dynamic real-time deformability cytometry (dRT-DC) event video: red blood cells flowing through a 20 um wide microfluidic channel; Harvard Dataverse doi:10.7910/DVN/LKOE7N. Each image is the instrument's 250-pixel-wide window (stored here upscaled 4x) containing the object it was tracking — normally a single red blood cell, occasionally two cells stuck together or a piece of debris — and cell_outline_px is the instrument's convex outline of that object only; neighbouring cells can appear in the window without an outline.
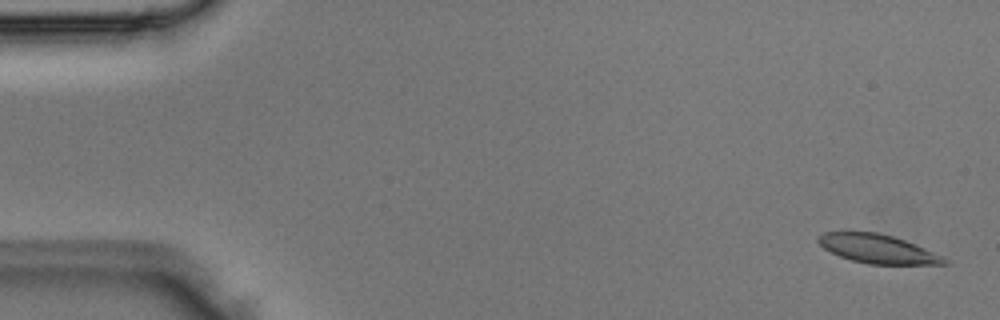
{"species": "Egyptian fruit bat (a non-hibernating species)", "species_latin": "Rousettus aegyptiacus", "temperature_condition": "room temperature", "stored_images_in_passage": 4, "camera_frame_rate_fps": 3000, "um_per_image_px": 0.085, "animal": {"sex": "male"}, "frame": {"image": 1, "passage_image": 4, "time_ms": 1.0, "image_size_px": [1000, 320], "cell_outline_px": [[948, 264], [868, 264], [852, 260], [840, 256], [824, 248], [816, 240], [816, 236], [824, 232], [876, 232], [892, 236], [916, 244], [944, 256]], "centroid_in_image_um": [74.6, 21.15], "position_along_channel_um": 10.4, "area_um2": 21.04}}